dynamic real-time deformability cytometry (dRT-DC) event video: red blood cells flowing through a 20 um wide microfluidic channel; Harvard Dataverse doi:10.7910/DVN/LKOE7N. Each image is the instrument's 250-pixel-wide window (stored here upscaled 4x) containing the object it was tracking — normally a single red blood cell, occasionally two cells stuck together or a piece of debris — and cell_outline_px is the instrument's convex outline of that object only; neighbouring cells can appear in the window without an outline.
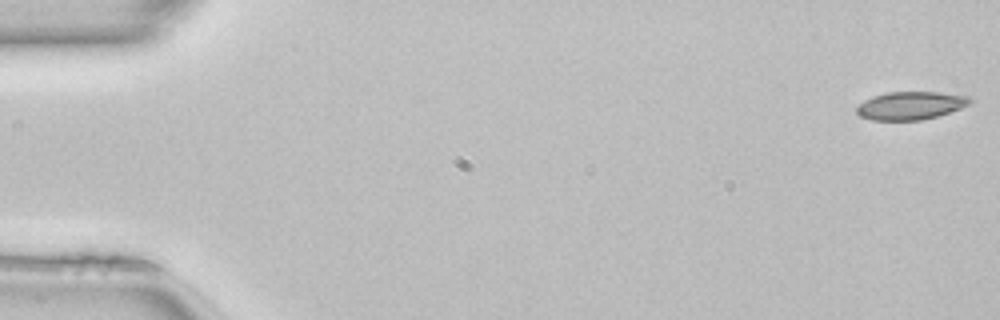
{"species": "common noctule bat (a hibernating species)", "species_latin": "Nyctalus noctula", "temperature_condition": "room temperature", "stored_images_in_passage": 50, "camera_frame_rate_fps": 3000, "um_per_image_px": 0.085, "animal": {"sex": "female", "body_mass_g": 22.7, "forearm_length_mm": 54.2}, "frame": {"image": 1, "passage_image": 1, "time_ms": 0.0, "image_size_px": [1000, 320], "cell_outline_px": [[972, 100], [968, 104], [960, 108], [936, 116], [920, 120], [872, 120], [860, 116], [856, 112], [856, 108], [864, 100], [872, 96], [888, 92], [936, 92], [968, 96]], "centroid_in_image_um": [77.35, 8.97], "position_along_channel_um": 7.6, "area_um2": 18.26}}
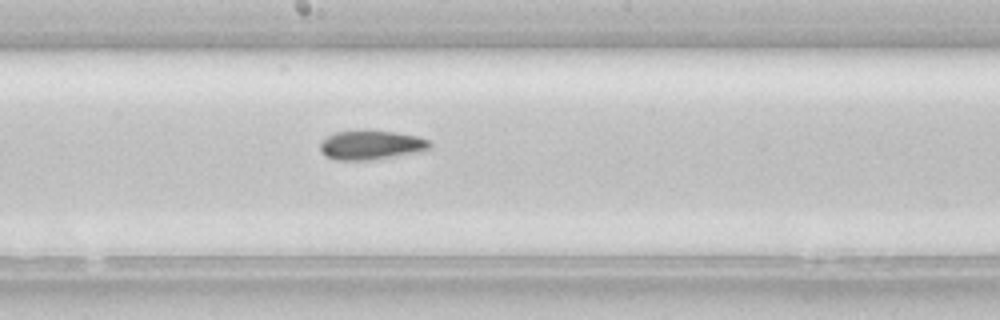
{"frame": {"image": 2, "passage_image": 27, "time_ms": 8.667, "image_size_px": [1000, 320], "cell_outline_px": [[432, 148], [420, 152], [368, 160], [336, 160], [324, 156], [320, 152], [320, 144], [328, 136], [336, 132], [396, 132], [416, 136], [428, 140], [432, 144]], "centroid_in_image_um": [31.56, 12.36], "position_along_channel_um": 216.6, "area_um2": 18.26}}
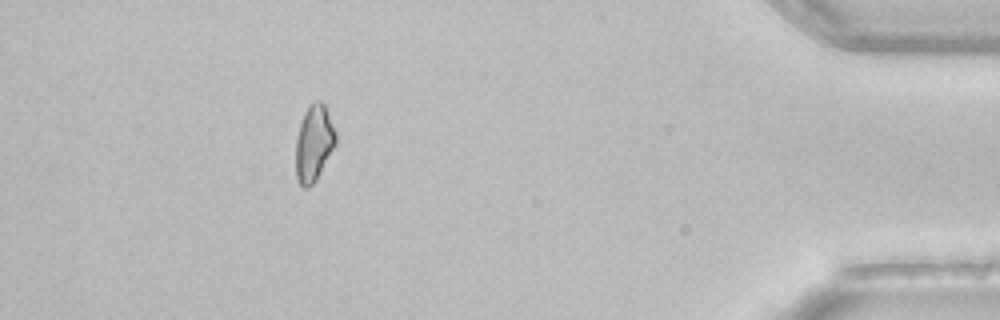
{"frame": {"image": 3, "passage_image": 45, "time_ms": 14.667, "image_size_px": [1000, 320], "cell_outline_px": [[336, 144], [316, 180], [308, 188], [304, 188], [300, 184], [296, 176], [296, 140], [300, 124], [304, 112], [308, 104], [316, 100], [320, 100], [324, 104], [336, 132]], "centroid_in_image_um": [26.68, 12.15], "position_along_channel_um": 408.5, "area_um2": 17.74}}